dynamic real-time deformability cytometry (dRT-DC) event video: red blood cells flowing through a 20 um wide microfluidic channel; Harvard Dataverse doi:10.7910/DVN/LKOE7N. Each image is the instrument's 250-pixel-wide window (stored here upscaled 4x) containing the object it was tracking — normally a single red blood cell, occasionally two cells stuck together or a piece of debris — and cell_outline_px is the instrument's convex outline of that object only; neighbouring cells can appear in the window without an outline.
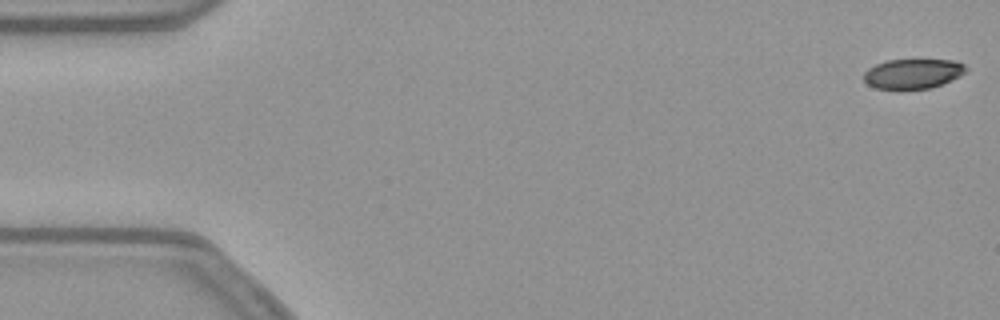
{"species": "common noctule bat (a hibernating species)", "species_latin": "Nyctalus noctula", "temperature_condition": "warm", "stored_images_in_passage": 16, "camera_frame_rate_fps": 3000, "um_per_image_px": 0.085, "animal": {"sex": "female", "body_mass_g": 21.9}, "frame": {"image": 1, "passage_image": 1, "time_ms": 0.0, "image_size_px": [1000, 320], "cell_outline_px": [[968, 68], [960, 76], [932, 88], [900, 92], [876, 88], [868, 84], [864, 80], [864, 72], [868, 68], [876, 64], [888, 60], [956, 60], [964, 64]], "centroid_in_image_um": [77.58, 6.31], "position_along_channel_um": 7.4, "area_um2": 18.32}}
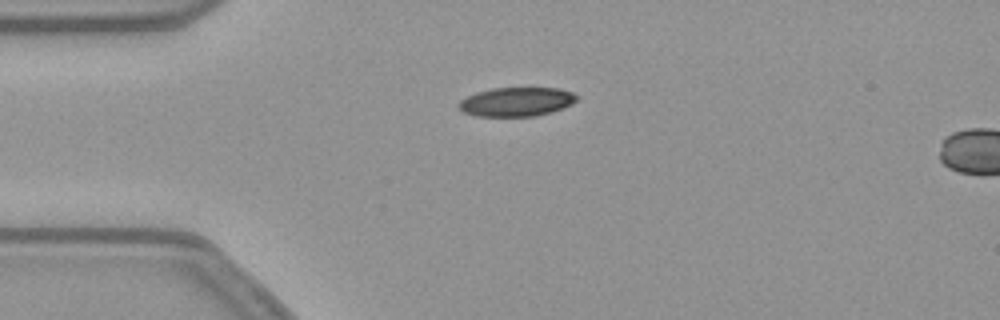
{"frame": {"image": 2, "passage_image": 13, "time_ms": 4.0, "image_size_px": [1000, 320], "cell_outline_px": [[580, 96], [572, 104], [564, 108], [552, 112], [536, 116], [476, 116], [464, 112], [456, 108], [456, 104], [460, 100], [476, 92], [492, 88], [560, 88], [572, 92]], "centroid_in_image_um": [43.9, 8.65], "position_along_channel_um": 41.1, "area_um2": 20.23}}